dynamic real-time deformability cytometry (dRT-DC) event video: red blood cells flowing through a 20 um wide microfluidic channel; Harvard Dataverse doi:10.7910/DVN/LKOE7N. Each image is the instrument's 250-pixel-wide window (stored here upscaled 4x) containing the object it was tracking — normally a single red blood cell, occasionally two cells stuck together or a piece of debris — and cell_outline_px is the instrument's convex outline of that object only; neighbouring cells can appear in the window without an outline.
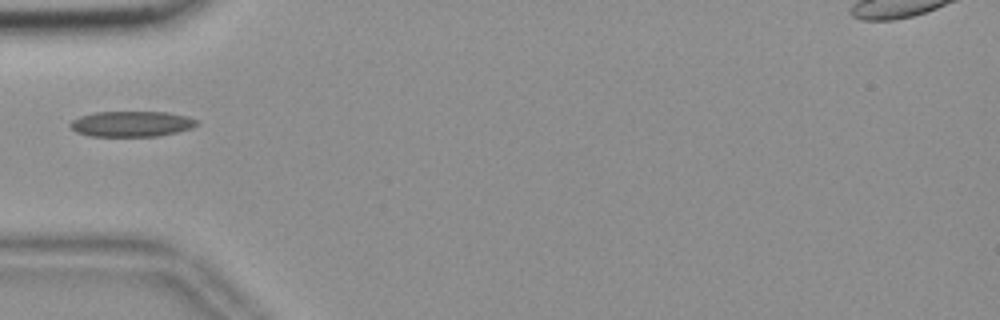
{"species": "common noctule bat (a hibernating species)", "species_latin": "Nyctalus noctula", "temperature_condition": "room temperature", "stored_images_in_passage": 36, "camera_frame_rate_fps": 3000, "um_per_image_px": 0.085, "animal": {"sex": "female", "body_mass_g": 18.4}, "frame": {"image": 1, "passage_image": 1, "time_ms": 0.0, "image_size_px": [1000, 320], "cell_outline_px": [[200, 124], [192, 128], [176, 132], [156, 136], [88, 136], [76, 132], [68, 124], [72, 120], [80, 116], [96, 112], [168, 112], [188, 116], [196, 120]], "centroid_in_image_um": [11.18, 10.53], "position_along_channel_um": 73.8, "area_um2": 18.9}}
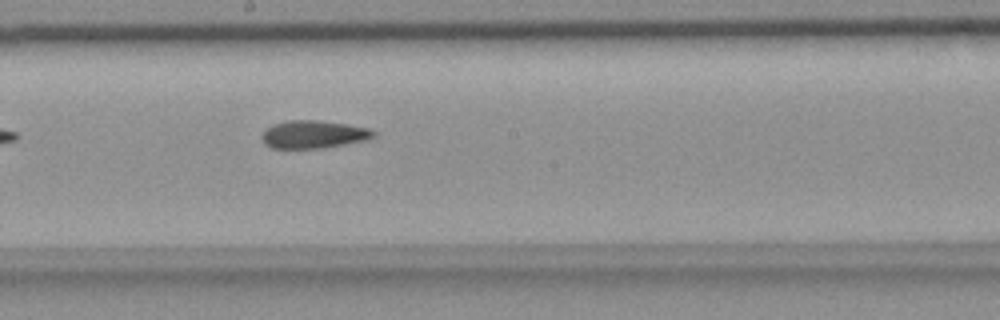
{"frame": {"image": 2, "passage_image": 13, "time_ms": 4.0, "image_size_px": [1000, 320], "cell_outline_px": [[376, 136], [364, 140], [324, 148], [272, 148], [264, 144], [260, 136], [272, 124], [288, 120], [316, 120], [344, 124], [368, 128], [376, 132]], "centroid_in_image_um": [26.62, 11.42], "position_along_channel_um": 221.6, "area_um2": 17.98}}
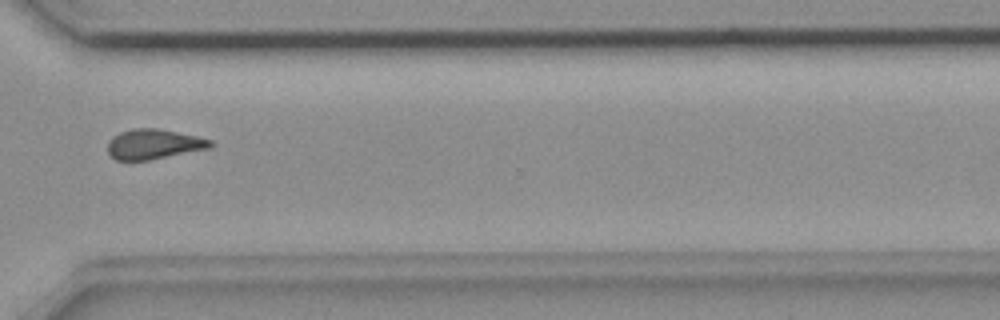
{"frame": {"image": 3, "passage_image": 24, "time_ms": 7.667, "image_size_px": [1000, 320], "cell_outline_px": [[216, 144], [212, 148], [148, 160], [116, 160], [108, 152], [108, 140], [112, 136], [120, 132], [132, 128], [156, 128], [196, 136], [212, 140]], "centroid_in_image_um": [13.09, 12.25], "position_along_channel_um": 357.5, "area_um2": 18.03}}